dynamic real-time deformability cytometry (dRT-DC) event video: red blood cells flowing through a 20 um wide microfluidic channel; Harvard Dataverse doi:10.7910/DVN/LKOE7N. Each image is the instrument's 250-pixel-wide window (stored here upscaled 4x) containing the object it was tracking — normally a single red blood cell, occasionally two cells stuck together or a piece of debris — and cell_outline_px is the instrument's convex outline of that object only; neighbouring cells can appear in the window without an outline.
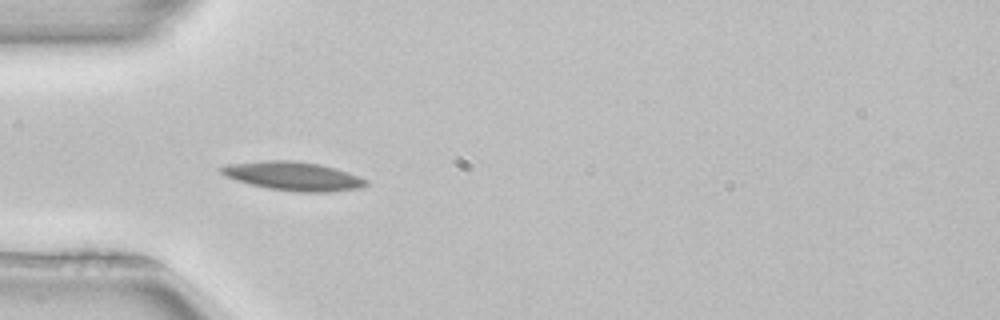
{"species": "common noctule bat (a hibernating species)", "species_latin": "Nyctalus noctula", "temperature_condition": "room temperature", "stored_images_in_passage": 51, "camera_frame_rate_fps": 3000, "um_per_image_px": 0.085, "animal": {"sex": "female", "body_mass_g": 22.7, "forearm_length_mm": 54.2}, "frame": {"image": 1, "passage_image": 15, "time_ms": 4.667, "image_size_px": [1000, 320], "cell_outline_px": [[368, 184], [360, 188], [328, 192], [300, 192], [268, 188], [236, 180], [224, 176], [216, 168], [228, 164], [264, 160], [292, 160], [320, 164], [336, 168], [368, 180]], "centroid_in_image_um": [24.9, 14.96], "position_along_channel_um": 60.1, "area_um2": 24.28}}